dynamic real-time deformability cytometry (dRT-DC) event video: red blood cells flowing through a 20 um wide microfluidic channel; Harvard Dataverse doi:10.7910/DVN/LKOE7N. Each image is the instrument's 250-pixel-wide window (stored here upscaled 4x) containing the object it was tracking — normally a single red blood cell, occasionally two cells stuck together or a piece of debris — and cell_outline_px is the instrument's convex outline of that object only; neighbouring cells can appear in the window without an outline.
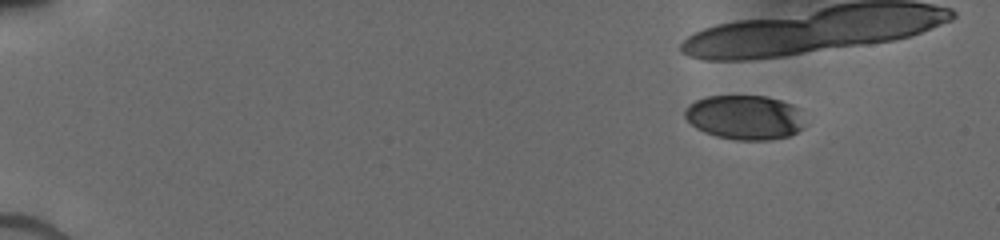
{"species": "human", "species_latin": "Homo sapiens", "temperature_condition": "cold", "stored_images_in_passage": 6, "camera_frame_rate_fps": 3000, "um_per_image_px": 0.085, "donor": {"sex": "male"}, "frame": {"image": 1, "passage_image": 1, "time_ms": 0.0, "image_size_px": [1000, 240], "cell_outline_px": [[808, 124], [804, 128], [788, 136], [772, 140], [732, 140], [716, 136], [704, 132], [696, 128], [684, 116], [684, 108], [688, 104], [704, 96], [768, 96], [792, 104], [800, 108]], "centroid_in_image_um": [63.35, 9.97], "position_along_channel_um": 21.6, "area_um2": 31.79}}